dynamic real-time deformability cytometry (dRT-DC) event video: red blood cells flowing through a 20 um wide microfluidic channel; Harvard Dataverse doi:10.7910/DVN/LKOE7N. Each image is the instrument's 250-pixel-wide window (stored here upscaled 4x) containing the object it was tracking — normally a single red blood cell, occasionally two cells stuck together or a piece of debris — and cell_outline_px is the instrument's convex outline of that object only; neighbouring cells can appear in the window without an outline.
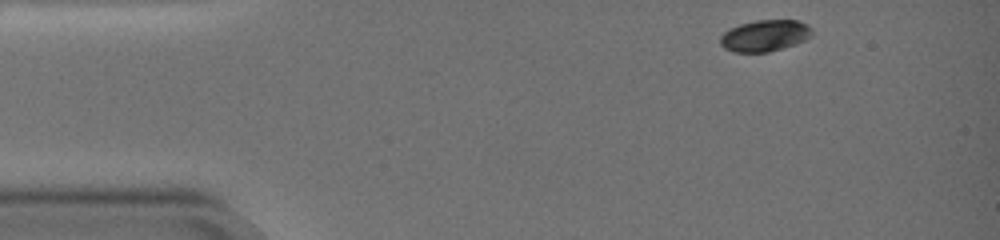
{"species": "common noctule bat (a hibernating species)", "species_latin": "Nyctalus noctula", "temperature_condition": "warm", "stored_images_in_passage": 57, "camera_frame_rate_fps": 3000, "um_per_image_px": 0.085, "animal": {"sex": "female", "body_mass_g": 19.0, "forearm_length_mm": 51.5}, "frame": {"image": 1, "passage_image": 1, "time_ms": 0.0, "image_size_px": [1000, 240], "cell_outline_px": [[808, 28], [804, 36], [800, 40], [792, 44], [780, 48], [764, 52], [736, 52], [728, 48], [720, 40], [724, 32], [740, 24], [756, 20], [796, 20], [804, 24]], "centroid_in_image_um": [64.9, 3.01], "position_along_channel_um": 20.1, "area_um2": 15.55}}
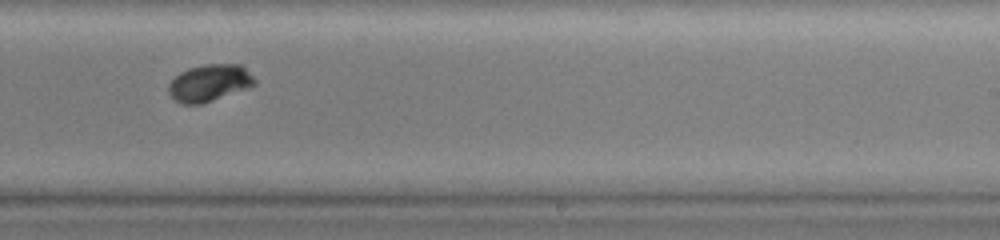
{"frame": {"image": 2, "passage_image": 37, "time_ms": 12.0, "image_size_px": [1000, 240], "cell_outline_px": [[256, 84], [200, 104], [184, 104], [176, 100], [168, 92], [168, 84], [180, 72], [188, 68], [204, 64], [240, 64], [256, 80]], "centroid_in_image_um": [17.77, 7.03], "position_along_channel_um": 271.2, "area_um2": 18.09}}
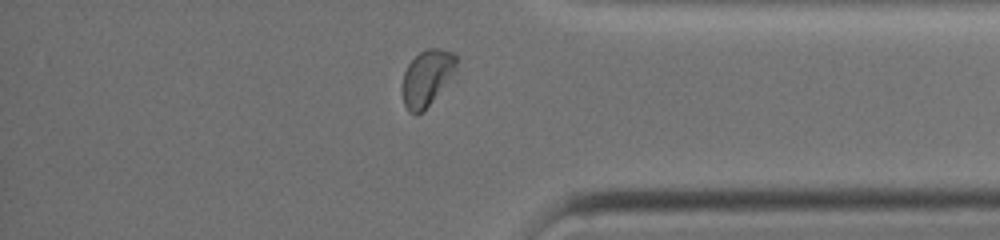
{"frame": {"image": 3, "passage_image": 51, "time_ms": 16.667, "image_size_px": [1000, 240], "cell_outline_px": [[456, 72], [432, 100], [416, 116], [408, 112], [404, 104], [400, 88], [404, 72], [408, 64], [420, 52], [428, 48], [436, 48], [452, 52], [456, 56]], "centroid_in_image_um": [36.25, 6.62], "position_along_channel_um": 399.0, "area_um2": 17.57}, "authors_computed_cell_mechanics": {"area_um2": 18.1492, "velocity_mm_per_s": 2.8027, "shape_relaxation_time_tau1_ms": 3.0197, "shape_relaxation_time_tau2_ms": null, "deformation_change_tau1": 0.1228, "deformation_change_tau2": null}}